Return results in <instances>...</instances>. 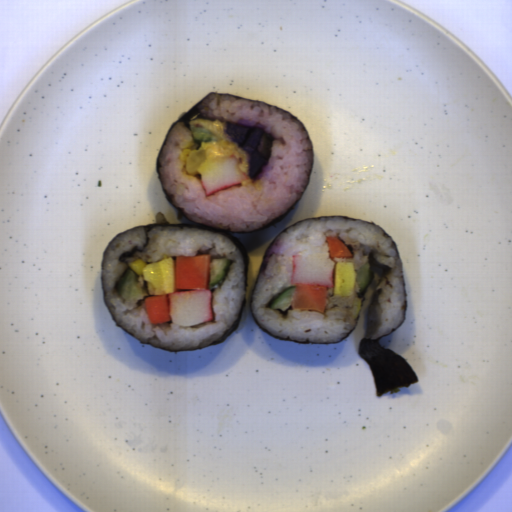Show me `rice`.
Segmentation results:
<instances>
[{
	"instance_id": "8eca5e8b",
	"label": "rice",
	"mask_w": 512,
	"mask_h": 512,
	"mask_svg": "<svg viewBox=\"0 0 512 512\" xmlns=\"http://www.w3.org/2000/svg\"><path fill=\"white\" fill-rule=\"evenodd\" d=\"M145 239L144 228L132 229L115 238L104 255L102 274L106 303L116 322L141 341L176 351L199 348L221 338L224 331L236 321L244 296V262L232 240L195 228L156 226L148 231L145 250L136 251L126 259L128 263L141 259L146 264L165 257H172L176 263L177 256L199 254H209L210 261L215 258L229 259L221 284L210 289L213 294L212 319L195 326L180 327L171 320L158 325L150 323L145 308V298L151 296L149 292L128 302L114 288L116 280L128 268L124 262H120L121 254L134 244L142 247Z\"/></svg>"
},
{
	"instance_id": "023b6e5f",
	"label": "rice",
	"mask_w": 512,
	"mask_h": 512,
	"mask_svg": "<svg viewBox=\"0 0 512 512\" xmlns=\"http://www.w3.org/2000/svg\"><path fill=\"white\" fill-rule=\"evenodd\" d=\"M327 236L339 237L353 257L332 258L336 262H353L355 272L367 263L373 250L376 259L391 266L388 275L391 284L384 280L376 288L379 295L381 319L378 331L372 338H379L401 324L405 293L400 262L391 239L377 226L346 220L341 217L307 220L284 231L272 243L266 257V268L259 273L252 297L254 316L272 334L296 341H338L347 336L355 325L351 309L359 291L355 280L352 295L335 296L334 285L327 286L323 313L314 309H295L292 304L284 311L271 309L270 304L291 282L293 256L329 252ZM371 338V339H372Z\"/></svg>"
},
{
	"instance_id": "652b925c",
	"label": "rice",
	"mask_w": 512,
	"mask_h": 512,
	"mask_svg": "<svg viewBox=\"0 0 512 512\" xmlns=\"http://www.w3.org/2000/svg\"><path fill=\"white\" fill-rule=\"evenodd\" d=\"M204 119L223 123L237 118L264 126L272 133L270 156L256 182L246 178L241 186H230L205 195L201 173H183L184 149L198 150L192 130L181 121L169 132L160 154V174L174 203L193 220L233 231H250L285 212L302 194L312 169V148L306 129L287 112L261 102L227 95H211L199 104Z\"/></svg>"
}]
</instances>
